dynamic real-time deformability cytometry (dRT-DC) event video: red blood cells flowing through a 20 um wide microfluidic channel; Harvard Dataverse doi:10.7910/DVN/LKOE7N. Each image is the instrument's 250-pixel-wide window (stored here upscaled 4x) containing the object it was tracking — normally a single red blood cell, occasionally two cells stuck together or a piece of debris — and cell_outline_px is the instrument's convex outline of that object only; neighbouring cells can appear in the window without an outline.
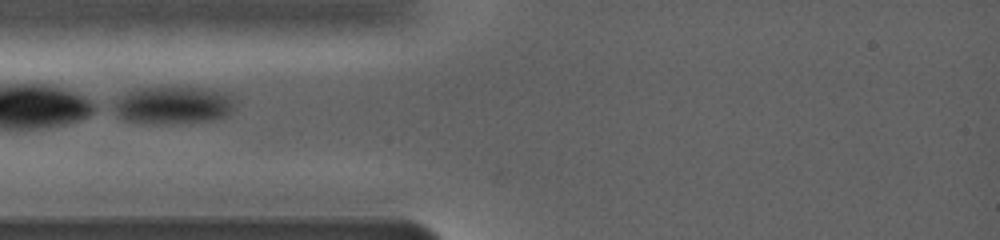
{"species": "common noctule bat (a hibernating species)", "species_latin": "Nyctalus noctula", "temperature_condition": "warm", "stored_images_in_passage": 24, "camera_frame_rate_fps": 5000, "um_per_image_px": 0.085, "animal": {"sex": "female", "body_mass_g": 19.0, "forearm_length_mm": 56.7}, "frame": {"image": 1, "passage_image": 1, "time_ms": 0.0, "image_size_px": [1000, 240], "cell_outline_px": [[232, 108], [228, 116], [208, 120], [172, 124], [124, 120], [116, 116], [108, 108], [108, 104], [120, 96], [136, 88], [204, 88], [220, 92], [232, 96]], "centroid_in_image_um": [14.58, 8.95], "position_along_channel_um": 70.4, "area_um2": 26.53}}
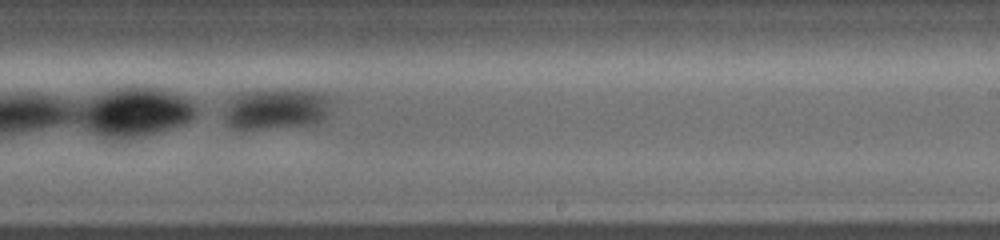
{"frame": {"image": 2, "passage_image": 14, "time_ms": 5.2, "image_size_px": [1000, 240], "cell_outline_px": [[324, 100], [320, 116], [316, 120], [304, 124], [264, 128], [236, 128], [228, 124], [228, 116], [236, 100], [240, 96], [256, 92], [308, 92], [324, 96]], "centroid_in_image_um": [23.4, 9.32], "position_along_channel_um": 265.6, "area_um2": 21.33}}